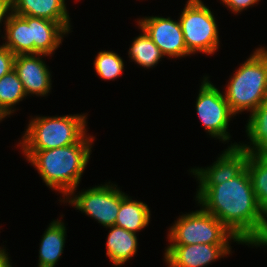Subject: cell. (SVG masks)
<instances>
[{
    "mask_svg": "<svg viewBox=\"0 0 267 267\" xmlns=\"http://www.w3.org/2000/svg\"><path fill=\"white\" fill-rule=\"evenodd\" d=\"M7 253L3 258L0 259V267H13L12 263L10 262V257Z\"/></svg>",
    "mask_w": 267,
    "mask_h": 267,
    "instance_id": "27",
    "label": "cell"
},
{
    "mask_svg": "<svg viewBox=\"0 0 267 267\" xmlns=\"http://www.w3.org/2000/svg\"><path fill=\"white\" fill-rule=\"evenodd\" d=\"M246 124L247 139L250 141L247 144L239 142V145L250 154L267 156V102L249 115Z\"/></svg>",
    "mask_w": 267,
    "mask_h": 267,
    "instance_id": "18",
    "label": "cell"
},
{
    "mask_svg": "<svg viewBox=\"0 0 267 267\" xmlns=\"http://www.w3.org/2000/svg\"><path fill=\"white\" fill-rule=\"evenodd\" d=\"M6 46L15 56L19 54H33V41H31L30 26L21 17L14 13L10 15L4 26Z\"/></svg>",
    "mask_w": 267,
    "mask_h": 267,
    "instance_id": "19",
    "label": "cell"
},
{
    "mask_svg": "<svg viewBox=\"0 0 267 267\" xmlns=\"http://www.w3.org/2000/svg\"><path fill=\"white\" fill-rule=\"evenodd\" d=\"M139 29L142 33L131 41L128 55L135 64L149 69L155 67L165 56L146 32L140 27Z\"/></svg>",
    "mask_w": 267,
    "mask_h": 267,
    "instance_id": "20",
    "label": "cell"
},
{
    "mask_svg": "<svg viewBox=\"0 0 267 267\" xmlns=\"http://www.w3.org/2000/svg\"><path fill=\"white\" fill-rule=\"evenodd\" d=\"M87 114L36 116L31 118L17 145L28 160L36 151L78 143L86 134Z\"/></svg>",
    "mask_w": 267,
    "mask_h": 267,
    "instance_id": "3",
    "label": "cell"
},
{
    "mask_svg": "<svg viewBox=\"0 0 267 267\" xmlns=\"http://www.w3.org/2000/svg\"><path fill=\"white\" fill-rule=\"evenodd\" d=\"M197 189V204L220 220L242 244L267 247V215L258 205L247 168L222 184Z\"/></svg>",
    "mask_w": 267,
    "mask_h": 267,
    "instance_id": "1",
    "label": "cell"
},
{
    "mask_svg": "<svg viewBox=\"0 0 267 267\" xmlns=\"http://www.w3.org/2000/svg\"><path fill=\"white\" fill-rule=\"evenodd\" d=\"M151 211L142 201L132 200L120 190V208L115 225L127 231L136 233L148 226Z\"/></svg>",
    "mask_w": 267,
    "mask_h": 267,
    "instance_id": "17",
    "label": "cell"
},
{
    "mask_svg": "<svg viewBox=\"0 0 267 267\" xmlns=\"http://www.w3.org/2000/svg\"><path fill=\"white\" fill-rule=\"evenodd\" d=\"M246 168L258 205L267 215V156L249 153Z\"/></svg>",
    "mask_w": 267,
    "mask_h": 267,
    "instance_id": "22",
    "label": "cell"
},
{
    "mask_svg": "<svg viewBox=\"0 0 267 267\" xmlns=\"http://www.w3.org/2000/svg\"><path fill=\"white\" fill-rule=\"evenodd\" d=\"M229 254L230 244L168 245L164 260L167 267H206Z\"/></svg>",
    "mask_w": 267,
    "mask_h": 267,
    "instance_id": "11",
    "label": "cell"
},
{
    "mask_svg": "<svg viewBox=\"0 0 267 267\" xmlns=\"http://www.w3.org/2000/svg\"><path fill=\"white\" fill-rule=\"evenodd\" d=\"M66 226L62 220H53L42 234L38 267H55L65 247Z\"/></svg>",
    "mask_w": 267,
    "mask_h": 267,
    "instance_id": "15",
    "label": "cell"
},
{
    "mask_svg": "<svg viewBox=\"0 0 267 267\" xmlns=\"http://www.w3.org/2000/svg\"><path fill=\"white\" fill-rule=\"evenodd\" d=\"M2 246H0V259L3 258L8 252L6 249H4L5 247L1 248Z\"/></svg>",
    "mask_w": 267,
    "mask_h": 267,
    "instance_id": "28",
    "label": "cell"
},
{
    "mask_svg": "<svg viewBox=\"0 0 267 267\" xmlns=\"http://www.w3.org/2000/svg\"><path fill=\"white\" fill-rule=\"evenodd\" d=\"M110 183L83 189L81 192L72 190L61 203L73 205L76 210L92 217L103 227L113 226L120 208V188Z\"/></svg>",
    "mask_w": 267,
    "mask_h": 267,
    "instance_id": "8",
    "label": "cell"
},
{
    "mask_svg": "<svg viewBox=\"0 0 267 267\" xmlns=\"http://www.w3.org/2000/svg\"><path fill=\"white\" fill-rule=\"evenodd\" d=\"M137 25L143 29L158 46L162 54L168 58L190 56L184 42L179 20L170 17L148 16L137 20Z\"/></svg>",
    "mask_w": 267,
    "mask_h": 267,
    "instance_id": "9",
    "label": "cell"
},
{
    "mask_svg": "<svg viewBox=\"0 0 267 267\" xmlns=\"http://www.w3.org/2000/svg\"><path fill=\"white\" fill-rule=\"evenodd\" d=\"M26 97L22 82L14 69L0 79V111L6 118L16 111L14 107Z\"/></svg>",
    "mask_w": 267,
    "mask_h": 267,
    "instance_id": "21",
    "label": "cell"
},
{
    "mask_svg": "<svg viewBox=\"0 0 267 267\" xmlns=\"http://www.w3.org/2000/svg\"><path fill=\"white\" fill-rule=\"evenodd\" d=\"M249 152L234 142L208 167H195L189 171L195 175L198 187H212L235 178L245 168Z\"/></svg>",
    "mask_w": 267,
    "mask_h": 267,
    "instance_id": "10",
    "label": "cell"
},
{
    "mask_svg": "<svg viewBox=\"0 0 267 267\" xmlns=\"http://www.w3.org/2000/svg\"><path fill=\"white\" fill-rule=\"evenodd\" d=\"M227 10L229 9L234 14H238L243 10H247V8L254 6V4H258L261 0H220Z\"/></svg>",
    "mask_w": 267,
    "mask_h": 267,
    "instance_id": "25",
    "label": "cell"
},
{
    "mask_svg": "<svg viewBox=\"0 0 267 267\" xmlns=\"http://www.w3.org/2000/svg\"><path fill=\"white\" fill-rule=\"evenodd\" d=\"M65 0H12L13 13L58 22L68 33L71 20Z\"/></svg>",
    "mask_w": 267,
    "mask_h": 267,
    "instance_id": "14",
    "label": "cell"
},
{
    "mask_svg": "<svg viewBox=\"0 0 267 267\" xmlns=\"http://www.w3.org/2000/svg\"><path fill=\"white\" fill-rule=\"evenodd\" d=\"M43 57L45 54H19L14 59V70L27 96L46 97L52 88V76Z\"/></svg>",
    "mask_w": 267,
    "mask_h": 267,
    "instance_id": "12",
    "label": "cell"
},
{
    "mask_svg": "<svg viewBox=\"0 0 267 267\" xmlns=\"http://www.w3.org/2000/svg\"><path fill=\"white\" fill-rule=\"evenodd\" d=\"M186 2L178 20L187 50L191 54H215L220 46V38L213 11L202 0Z\"/></svg>",
    "mask_w": 267,
    "mask_h": 267,
    "instance_id": "6",
    "label": "cell"
},
{
    "mask_svg": "<svg viewBox=\"0 0 267 267\" xmlns=\"http://www.w3.org/2000/svg\"><path fill=\"white\" fill-rule=\"evenodd\" d=\"M195 108L206 133L222 143L229 142L231 139L228 132L229 122L235 116L225 100L223 91L213 85L207 75L203 76L201 81Z\"/></svg>",
    "mask_w": 267,
    "mask_h": 267,
    "instance_id": "7",
    "label": "cell"
},
{
    "mask_svg": "<svg viewBox=\"0 0 267 267\" xmlns=\"http://www.w3.org/2000/svg\"><path fill=\"white\" fill-rule=\"evenodd\" d=\"M109 233L106 241V255L116 267L124 265L137 253V233L125 230L116 225L106 227Z\"/></svg>",
    "mask_w": 267,
    "mask_h": 267,
    "instance_id": "16",
    "label": "cell"
},
{
    "mask_svg": "<svg viewBox=\"0 0 267 267\" xmlns=\"http://www.w3.org/2000/svg\"><path fill=\"white\" fill-rule=\"evenodd\" d=\"M15 55L3 44L0 45V79L14 69Z\"/></svg>",
    "mask_w": 267,
    "mask_h": 267,
    "instance_id": "24",
    "label": "cell"
},
{
    "mask_svg": "<svg viewBox=\"0 0 267 267\" xmlns=\"http://www.w3.org/2000/svg\"><path fill=\"white\" fill-rule=\"evenodd\" d=\"M4 118H6L3 114H2V112L0 111V122L4 119Z\"/></svg>",
    "mask_w": 267,
    "mask_h": 267,
    "instance_id": "29",
    "label": "cell"
},
{
    "mask_svg": "<svg viewBox=\"0 0 267 267\" xmlns=\"http://www.w3.org/2000/svg\"><path fill=\"white\" fill-rule=\"evenodd\" d=\"M178 220L169 228V245L190 244H242L235 235L215 216L200 210L179 215Z\"/></svg>",
    "mask_w": 267,
    "mask_h": 267,
    "instance_id": "5",
    "label": "cell"
},
{
    "mask_svg": "<svg viewBox=\"0 0 267 267\" xmlns=\"http://www.w3.org/2000/svg\"><path fill=\"white\" fill-rule=\"evenodd\" d=\"M95 136L85 135L78 143L36 151L27 161L36 168L47 187L63 194L60 202L77 190L88 165Z\"/></svg>",
    "mask_w": 267,
    "mask_h": 267,
    "instance_id": "2",
    "label": "cell"
},
{
    "mask_svg": "<svg viewBox=\"0 0 267 267\" xmlns=\"http://www.w3.org/2000/svg\"><path fill=\"white\" fill-rule=\"evenodd\" d=\"M21 17L30 26L33 54H45L52 57L68 32L55 21L31 16Z\"/></svg>",
    "mask_w": 267,
    "mask_h": 267,
    "instance_id": "13",
    "label": "cell"
},
{
    "mask_svg": "<svg viewBox=\"0 0 267 267\" xmlns=\"http://www.w3.org/2000/svg\"><path fill=\"white\" fill-rule=\"evenodd\" d=\"M12 13V0H0V26L2 22L5 26L8 18Z\"/></svg>",
    "mask_w": 267,
    "mask_h": 267,
    "instance_id": "26",
    "label": "cell"
},
{
    "mask_svg": "<svg viewBox=\"0 0 267 267\" xmlns=\"http://www.w3.org/2000/svg\"><path fill=\"white\" fill-rule=\"evenodd\" d=\"M253 51L230 77L224 89L225 100L236 116L244 111L250 114L267 102V48Z\"/></svg>",
    "mask_w": 267,
    "mask_h": 267,
    "instance_id": "4",
    "label": "cell"
},
{
    "mask_svg": "<svg viewBox=\"0 0 267 267\" xmlns=\"http://www.w3.org/2000/svg\"><path fill=\"white\" fill-rule=\"evenodd\" d=\"M124 61L117 53L110 50H101L94 60V69L97 75L104 80H115L122 75Z\"/></svg>",
    "mask_w": 267,
    "mask_h": 267,
    "instance_id": "23",
    "label": "cell"
}]
</instances>
